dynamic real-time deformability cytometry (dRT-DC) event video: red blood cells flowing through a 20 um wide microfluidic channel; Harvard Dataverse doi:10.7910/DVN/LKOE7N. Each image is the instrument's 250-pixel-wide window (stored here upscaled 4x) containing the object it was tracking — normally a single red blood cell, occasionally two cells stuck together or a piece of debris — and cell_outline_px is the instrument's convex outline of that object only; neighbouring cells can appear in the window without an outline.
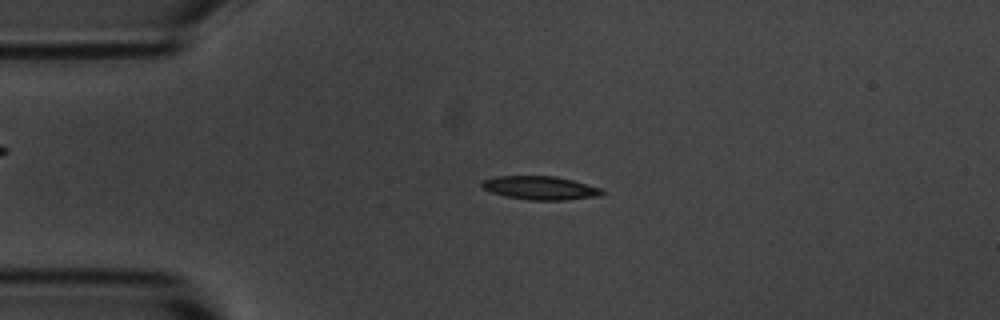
{"species": "common noctule bat (a hibernating species)", "species_latin": "Nyctalus noctula", "temperature_condition": "room temperature", "stored_images_in_passage": 3, "camera_frame_rate_fps": 3000, "um_per_image_px": 0.085, "animal": {"sex": "male", "body_mass_g": 20.1, "forearm_length_mm": 53.5}, "frame": {"image": 1, "passage_image": 2, "time_ms": 1.333, "image_size_px": [1000, 320], "cell_outline_px": [[604, 192], [600, 196], [564, 200], [528, 200], [504, 196], [480, 188], [480, 184], [484, 180], [496, 176], [556, 176], [572, 180], [600, 188]], "centroid_in_image_um": [45.88, 15.97], "position_along_channel_um": 39.1, "area_um2": 16.47}}